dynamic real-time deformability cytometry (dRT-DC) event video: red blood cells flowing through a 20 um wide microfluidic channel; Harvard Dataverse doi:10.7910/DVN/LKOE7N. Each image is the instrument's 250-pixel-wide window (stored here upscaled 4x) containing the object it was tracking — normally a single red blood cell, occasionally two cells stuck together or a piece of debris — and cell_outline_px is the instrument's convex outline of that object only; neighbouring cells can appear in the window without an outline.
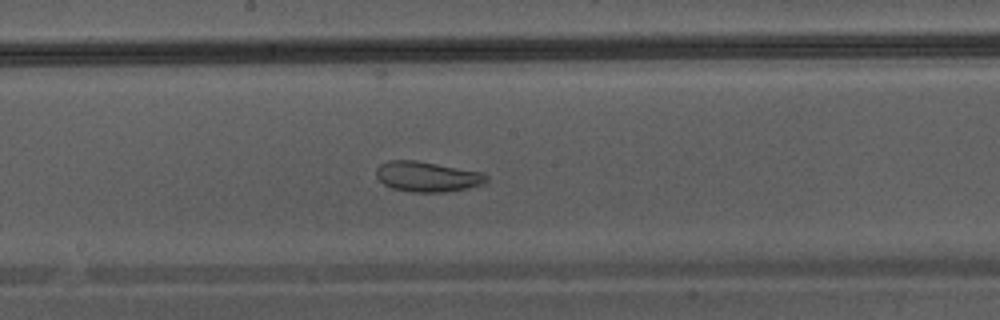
{"species": "Egyptian fruit bat (a non-hibernating species)", "species_latin": "Rousettus aegyptiacus", "temperature_condition": "warm", "stored_images_in_passage": 37, "camera_frame_rate_fps": 3000, "um_per_image_px": 0.085, "animal": {"sex": "male"}, "frame": {"image": 1, "passage_image": 15, "time_ms": 4.667, "image_size_px": [1000, 320], "cell_outline_px": [[488, 180], [484, 184], [468, 188], [444, 192], [412, 192], [392, 188], [384, 184], [376, 176], [376, 168], [380, 164], [388, 160], [416, 160], [484, 172], [488, 176]], "centroid_in_image_um": [36.34, 15.0], "position_along_channel_um": 211.9, "area_um2": 19.59}}
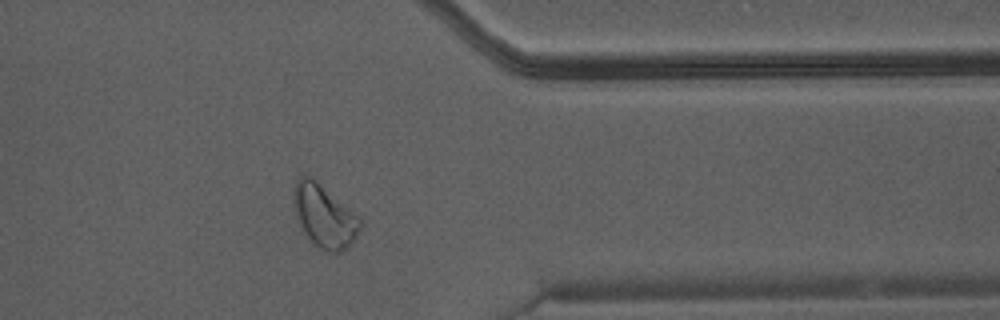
{"frame": {"image": 2, "passage_image": 27, "time_ms": 8.667, "image_size_px": [1000, 320], "cell_outline_px": [[364, 224], [352, 244], [340, 252], [328, 252], [312, 244], [304, 232], [300, 224], [296, 208], [296, 180], [300, 176], [308, 176], [316, 180], [360, 216]], "centroid_in_image_um": [27.66, 18.41], "position_along_channel_um": 383.7, "area_um2": 23.99}}
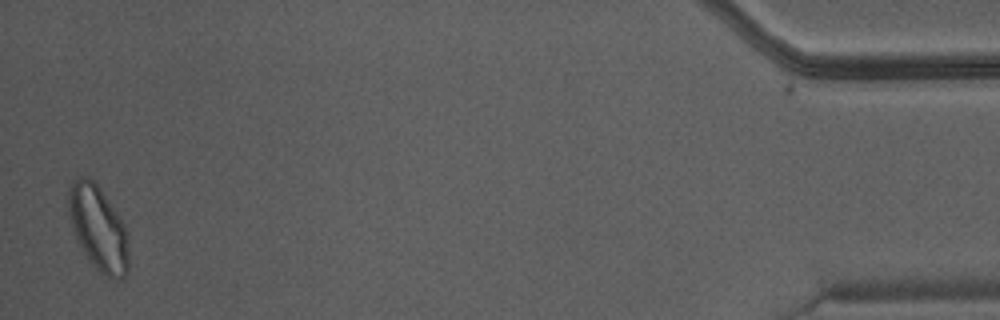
{"frame": {"image": 3, "passage_image": 35, "time_ms": 11.333, "image_size_px": [1000, 320], "cell_outline_px": [[128, 272], [124, 276], [116, 280], [100, 272], [88, 260], [80, 248], [72, 228], [68, 216], [68, 188], [80, 176], [88, 176], [100, 188], [124, 224], [128, 252]], "centroid_in_image_um": [8.32, 19.4], "position_along_channel_um": 426.9, "area_um2": 29.48}}